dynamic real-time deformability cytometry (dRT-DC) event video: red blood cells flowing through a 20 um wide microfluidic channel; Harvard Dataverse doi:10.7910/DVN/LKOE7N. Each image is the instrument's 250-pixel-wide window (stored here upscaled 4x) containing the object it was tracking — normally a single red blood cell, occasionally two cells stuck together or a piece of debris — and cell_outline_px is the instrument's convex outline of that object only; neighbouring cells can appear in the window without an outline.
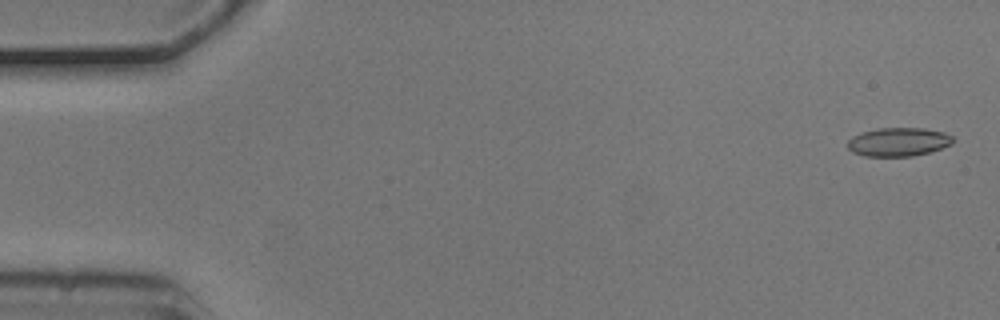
{"species": "common noctule bat (a hibernating species)", "species_latin": "Nyctalus noctula", "temperature_condition": "cold", "stored_images_in_passage": 5, "camera_frame_rate_fps": 3000, "um_per_image_px": 0.085, "animal": {"sex": "male", "body_mass_g": 20.5, "forearm_length_mm": 52.5}, "frame": {"image": 1, "passage_image": 1, "time_ms": 0.0, "image_size_px": [1000, 320], "cell_outline_px": [[956, 140], [952, 144], [928, 152], [912, 156], [864, 156], [852, 152], [848, 148], [848, 140], [852, 136], [860, 132], [880, 128], [924, 128], [944, 132], [952, 136]], "centroid_in_image_um": [76.36, 12.05], "position_along_channel_um": 8.6, "area_um2": 17.63}}
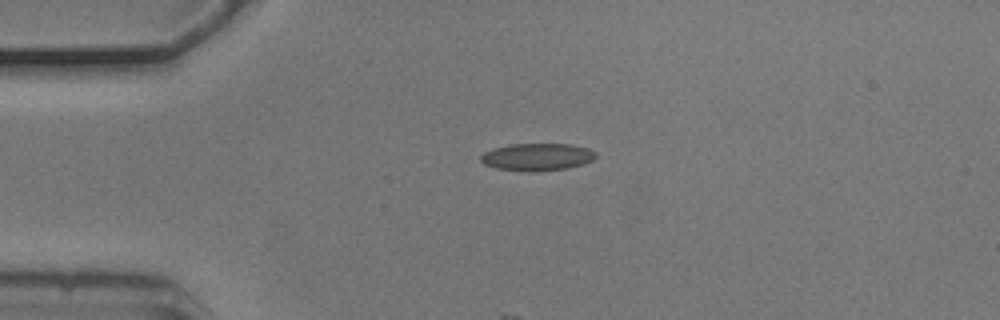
{"frame": {"image": 2, "passage_image": 4, "time_ms": 1.0, "image_size_px": [1000, 320], "cell_outline_px": [[596, 156], [592, 160], [568, 168], [496, 168], [484, 164], [480, 160], [480, 156], [484, 152], [496, 148], [512, 144], [572, 144], [588, 148], [596, 152]], "centroid_in_image_um": [45.69, 13.27], "position_along_channel_um": 39.3, "area_um2": 17.17}}